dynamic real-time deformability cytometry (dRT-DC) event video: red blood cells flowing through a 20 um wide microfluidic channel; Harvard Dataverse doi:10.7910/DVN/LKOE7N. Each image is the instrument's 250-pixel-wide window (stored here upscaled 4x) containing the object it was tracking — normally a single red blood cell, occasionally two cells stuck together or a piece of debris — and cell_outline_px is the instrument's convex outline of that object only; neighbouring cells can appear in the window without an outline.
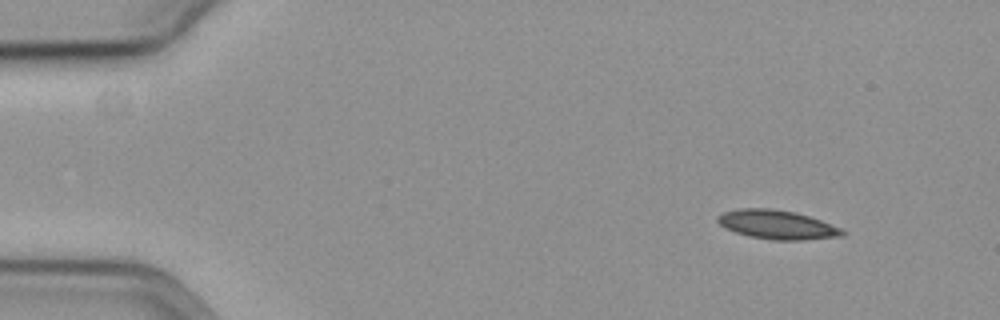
{"species": "common noctule bat (a hibernating species)", "species_latin": "Nyctalus noctula", "temperature_condition": "cold", "stored_images_in_passage": 52, "camera_frame_rate_fps": 3000, "um_per_image_px": 0.085, "animal": {"sex": "female", "body_mass_g": 19.3, "forearm_length_mm": 54.1}, "frame": {"image": 1, "passage_image": 1, "time_ms": 0.0, "image_size_px": [1000, 320], "cell_outline_px": [[844, 236], [804, 240], [772, 240], [748, 236], [724, 228], [716, 220], [716, 216], [724, 212], [740, 208], [772, 208], [796, 212], [820, 220], [840, 228], [844, 232]], "centroid_in_image_um": [66.02, 19.09], "position_along_channel_um": 19.0, "area_um2": 21.1}}
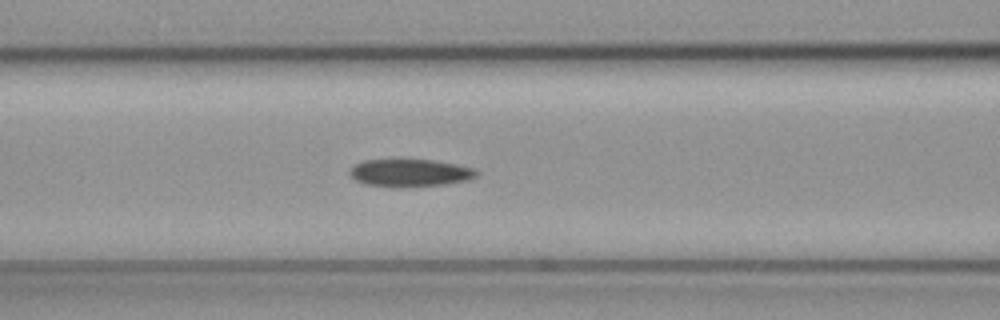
{"frame": {"image": 2, "passage_image": 19, "time_ms": 6.0, "image_size_px": [1000, 320], "cell_outline_px": [[480, 172], [476, 176], [468, 180], [444, 184], [400, 188], [364, 184], [356, 180], [348, 172], [352, 164], [364, 160], [432, 160], [456, 164], [472, 168]], "centroid_in_image_um": [34.81, 14.7], "position_along_channel_um": 131.8, "area_um2": 20.46}}
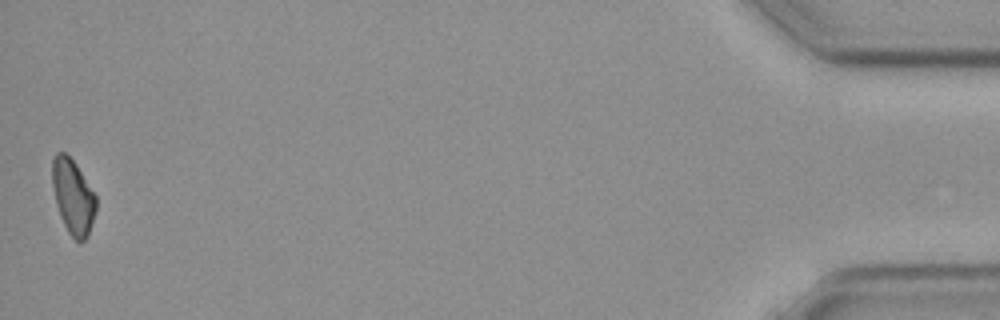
{"frame": {"image": 3, "passage_image": 52, "time_ms": 17.0, "image_size_px": [1000, 320], "cell_outline_px": [[96, 212], [88, 236], [80, 244], [68, 232], [60, 216], [56, 204], [52, 184], [52, 160], [56, 152], [64, 152], [76, 164], [96, 196]], "centroid_in_image_um": [6.21, 16.74], "position_along_channel_um": 429.0, "area_um2": 19.07}}